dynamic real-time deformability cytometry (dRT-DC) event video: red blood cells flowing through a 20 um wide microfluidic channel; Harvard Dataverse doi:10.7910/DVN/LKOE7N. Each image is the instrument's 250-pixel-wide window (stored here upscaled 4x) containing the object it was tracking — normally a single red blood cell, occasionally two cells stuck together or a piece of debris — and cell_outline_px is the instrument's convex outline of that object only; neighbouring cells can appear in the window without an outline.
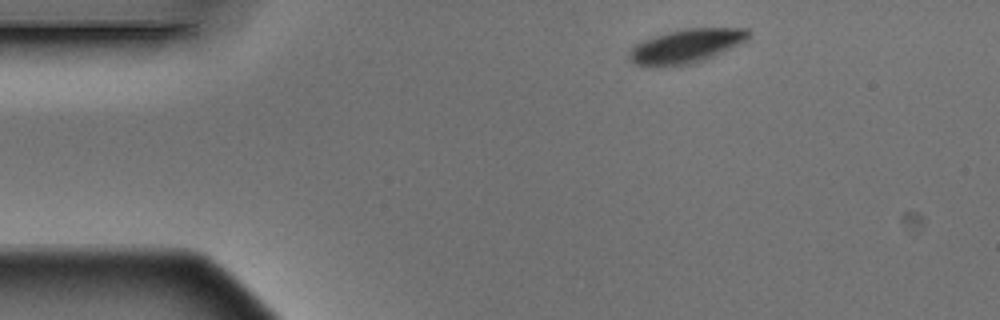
{"species": "Egyptian fruit bat (a non-hibernating species)", "species_latin": "Rousettus aegyptiacus", "temperature_condition": "warm", "stored_images_in_passage": 3, "camera_frame_rate_fps": 3000, "um_per_image_px": 0.085, "animal": {"sex": "male"}, "frame": {"image": 1, "passage_image": 1, "time_ms": 0.0, "image_size_px": [1000, 320], "cell_outline_px": [[748, 36], [744, 40], [712, 56], [688, 64], [632, 64], [628, 60], [628, 52], [636, 44], [644, 40], [668, 32], [684, 28], [748, 28]], "centroid_in_image_um": [58.27, 3.88], "position_along_channel_um": 26.7, "area_um2": 22.43}}